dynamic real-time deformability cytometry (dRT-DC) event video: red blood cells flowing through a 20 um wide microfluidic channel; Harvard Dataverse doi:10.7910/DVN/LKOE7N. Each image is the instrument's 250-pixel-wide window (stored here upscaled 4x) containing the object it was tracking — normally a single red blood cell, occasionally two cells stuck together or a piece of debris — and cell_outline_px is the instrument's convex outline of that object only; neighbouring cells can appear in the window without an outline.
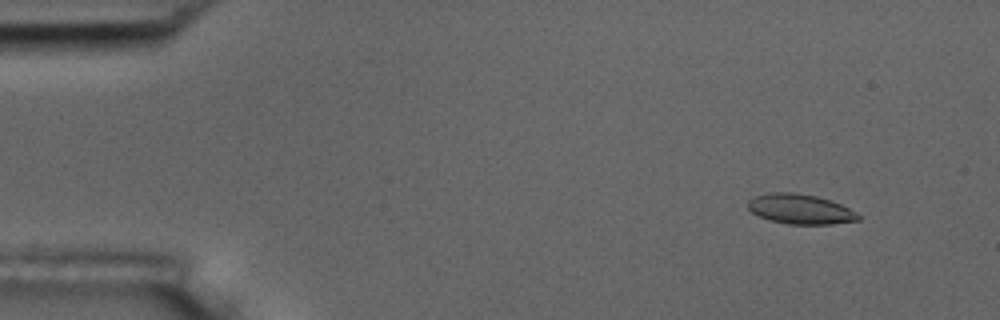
{"species": "common noctule bat (a hibernating species)", "species_latin": "Nyctalus noctula", "temperature_condition": "room temperature", "stored_images_in_passage": 5, "camera_frame_rate_fps": 3000, "um_per_image_px": 0.085, "animal": {"sex": "male", "body_mass_g": 17.5, "forearm_length_mm": 52.3}, "frame": {"image": 1, "passage_image": 2, "time_ms": 1.333, "image_size_px": [1000, 320], "cell_outline_px": [[860, 220], [832, 224], [788, 224], [772, 220], [760, 216], [752, 212], [748, 208], [748, 200], [756, 196], [768, 192], [792, 192], [816, 196], [840, 204], [856, 212], [860, 216]], "centroid_in_image_um": [68.02, 17.77], "position_along_channel_um": 17.0, "area_um2": 19.02}}
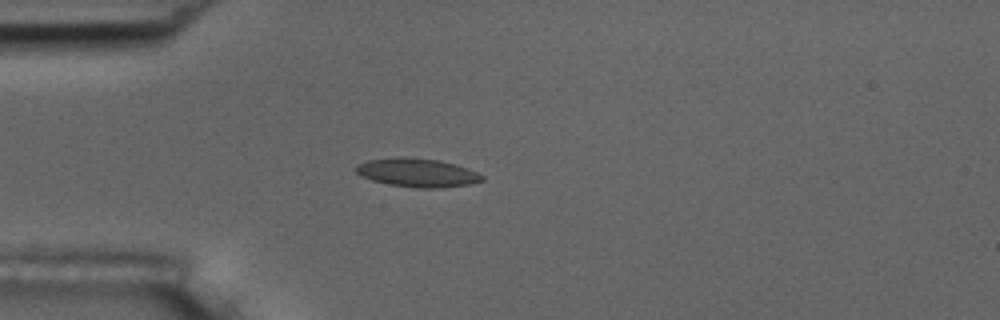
{"frame": {"image": 2, "passage_image": 5, "time_ms": 4.667, "image_size_px": [1000, 320], "cell_outline_px": [[484, 180], [472, 184], [436, 188], [420, 188], [388, 184], [372, 180], [356, 172], [356, 164], [368, 160], [404, 156], [440, 160], [456, 164], [468, 168], [484, 176]], "centroid_in_image_um": [35.5, 14.67], "position_along_channel_um": 49.5, "area_um2": 21.04}}